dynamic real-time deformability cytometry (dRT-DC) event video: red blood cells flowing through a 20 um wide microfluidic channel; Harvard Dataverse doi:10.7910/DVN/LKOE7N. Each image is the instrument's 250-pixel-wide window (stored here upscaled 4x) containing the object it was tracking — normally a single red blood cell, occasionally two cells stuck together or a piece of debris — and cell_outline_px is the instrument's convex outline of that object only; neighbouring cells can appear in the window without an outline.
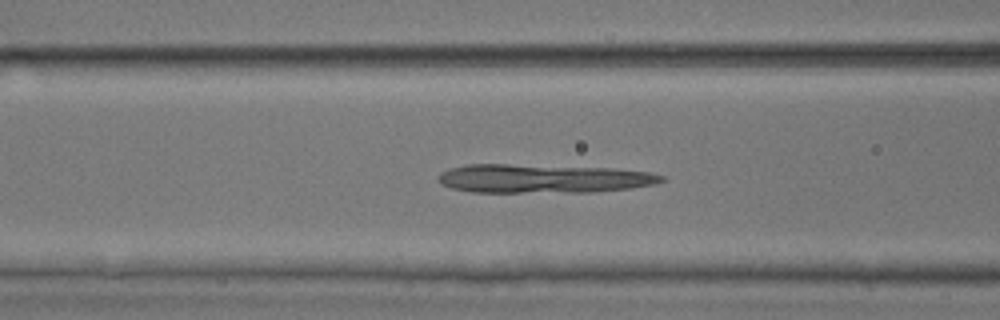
{"species": "common noctule bat (a hibernating species)", "species_latin": "Nyctalus noctula", "temperature_condition": "room temperature", "stored_images_in_passage": 25, "camera_frame_rate_fps": 3000, "um_per_image_px": 0.085, "animal": {"sex": "male", "body_mass_g": 17.9, "forearm_length_mm": 54.2}, "frame": {"image": 1, "passage_image": 17, "time_ms": 5.333, "image_size_px": [1000, 320], "cell_outline_px": [[664, 180], [656, 184], [632, 188], [592, 192], [472, 192], [452, 188], [440, 184], [436, 180], [436, 176], [440, 172], [448, 168], [468, 164], [508, 164], [612, 168], [648, 172], [664, 176]], "centroid_in_image_um": [46.11, 15.18], "position_along_channel_um": 120.5, "area_um2": 37.69}}
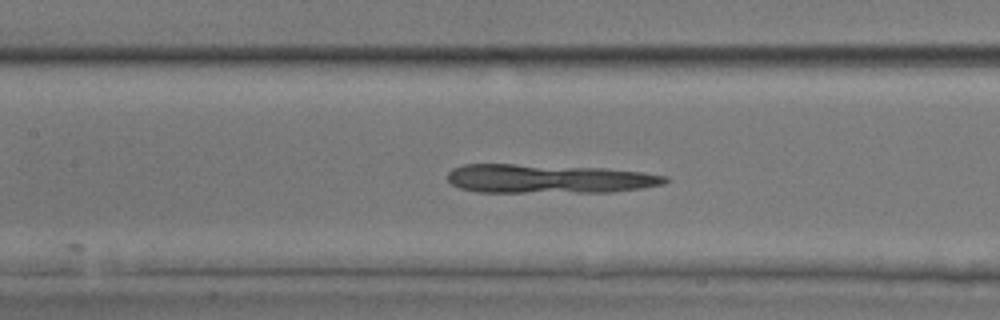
{"frame": {"image": 2, "passage_image": 20, "time_ms": 6.333, "image_size_px": [1000, 320], "cell_outline_px": [[672, 180], [664, 184], [644, 188], [612, 192], [476, 192], [460, 188], [452, 184], [448, 180], [448, 172], [452, 168], [464, 164], [512, 164], [604, 168], [644, 172], [668, 176]], "centroid_in_image_um": [46.69, 15.2], "position_along_channel_um": 160.7, "area_um2": 36.99}}